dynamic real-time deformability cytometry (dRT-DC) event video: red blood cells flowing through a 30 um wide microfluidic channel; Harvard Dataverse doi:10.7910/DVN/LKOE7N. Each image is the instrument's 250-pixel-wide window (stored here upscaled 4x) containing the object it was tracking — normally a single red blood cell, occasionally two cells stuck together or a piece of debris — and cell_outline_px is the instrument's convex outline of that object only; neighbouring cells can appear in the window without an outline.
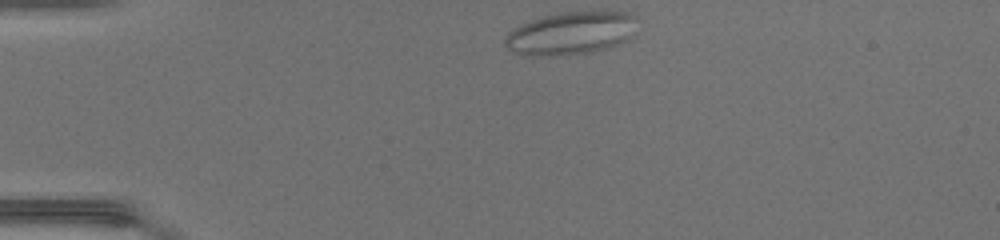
{"species": "common noctule bat (a hibernating species)", "species_latin": "Nyctalus noctula", "temperature_condition": "warm", "stored_images_in_passage": 38, "camera_frame_rate_fps": 3000, "um_per_image_px": 0.085, "animal": {"sex": "female", "body_mass_g": 17.0, "forearm_length_mm": 48.0}, "frame": {"image": 1, "passage_image": 1, "time_ms": 0.0, "image_size_px": [1000, 240], "cell_outline_px": [[636, 32], [628, 40], [604, 48], [588, 52], [540, 56], [536, 56], [512, 52], [504, 44], [504, 40], [508, 32], [512, 28], [520, 24], [544, 16], [564, 12], [628, 12], [636, 16]], "centroid_in_image_um": [48.53, 2.81], "position_along_channel_um": 36.5, "area_um2": 32.71}}
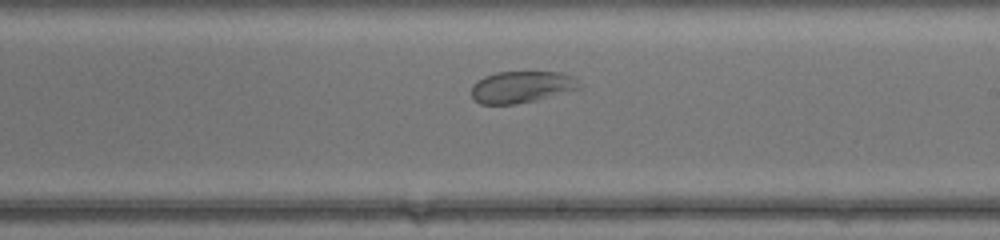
{"frame": {"image": 2, "passage_image": 19, "time_ms": 6.0, "image_size_px": [1000, 240], "cell_outline_px": [[580, 88], [536, 100], [516, 104], [480, 104], [472, 96], [472, 84], [476, 80], [484, 76], [496, 72], [560, 72], [572, 76], [576, 80]], "centroid_in_image_um": [44.28, 7.39], "position_along_channel_um": 244.7, "area_um2": 19.77}}
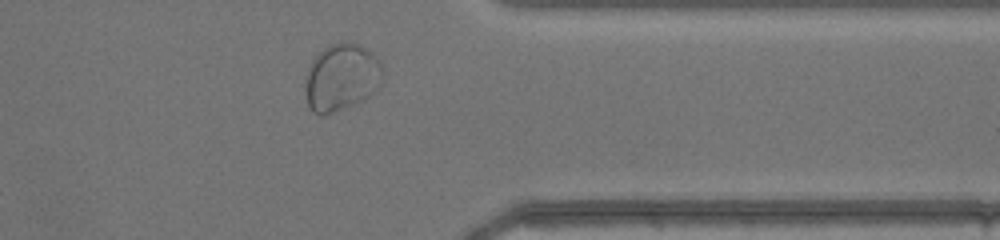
{"frame": {"image": 3, "passage_image": 29, "time_ms": 9.333, "image_size_px": [1000, 240], "cell_outline_px": [[380, 84], [368, 96], [360, 100], [324, 116], [320, 116], [312, 112], [308, 104], [304, 88], [308, 68], [312, 60], [328, 44], [360, 44], [368, 48], [380, 60]], "centroid_in_image_um": [28.98, 6.58], "position_along_channel_um": 382.4, "area_um2": 29.77}}